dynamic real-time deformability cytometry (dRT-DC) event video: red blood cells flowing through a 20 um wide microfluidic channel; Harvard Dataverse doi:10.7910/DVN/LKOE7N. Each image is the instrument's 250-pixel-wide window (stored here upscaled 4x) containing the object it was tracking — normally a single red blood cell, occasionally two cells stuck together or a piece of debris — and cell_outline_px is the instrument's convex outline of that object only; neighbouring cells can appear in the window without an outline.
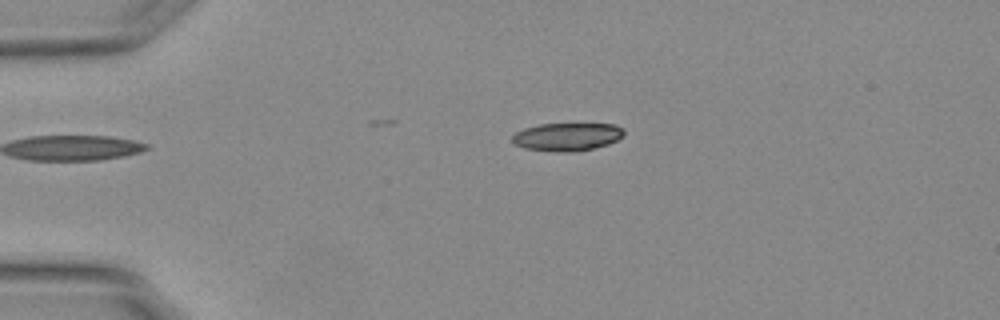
{"species": "Egyptian fruit bat (a non-hibernating species)", "species_latin": "Rousettus aegyptiacus", "temperature_condition": "warm", "stored_images_in_passage": 41, "camera_frame_rate_fps": 3000, "um_per_image_px": 0.085, "animal": {"sex": "female"}, "frame": {"image": 1, "passage_image": 1, "time_ms": 0.0, "image_size_px": [1000, 320], "cell_outline_px": [[624, 136], [608, 144], [592, 148], [572, 152], [556, 152], [524, 148], [516, 144], [512, 140], [512, 136], [516, 132], [524, 128], [540, 124], [616, 124], [624, 128]], "centroid_in_image_um": [48.22, 11.62], "position_along_channel_um": 36.8, "area_um2": 18.21}}
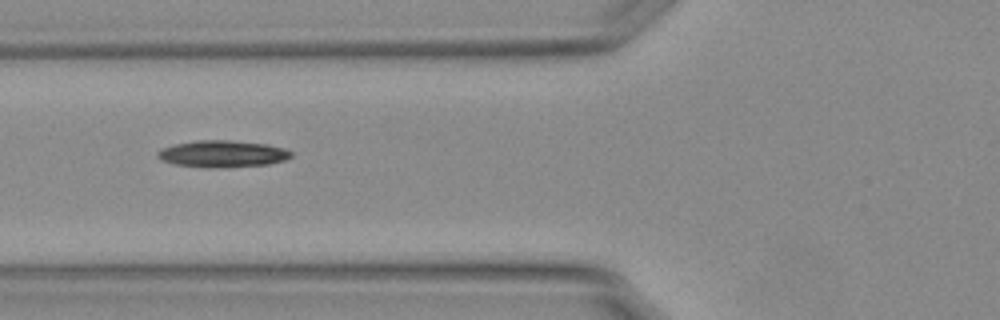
{"frame": {"image": 2, "passage_image": 10, "time_ms": 3.0, "image_size_px": [1000, 320], "cell_outline_px": [[292, 156], [284, 160], [268, 164], [176, 164], [160, 160], [156, 156], [156, 152], [160, 148], [172, 144], [196, 140], [232, 140], [268, 144], [284, 148], [292, 152]], "centroid_in_image_um": [18.89, 12.99], "position_along_channel_um": 106.9, "area_um2": 19.65}}
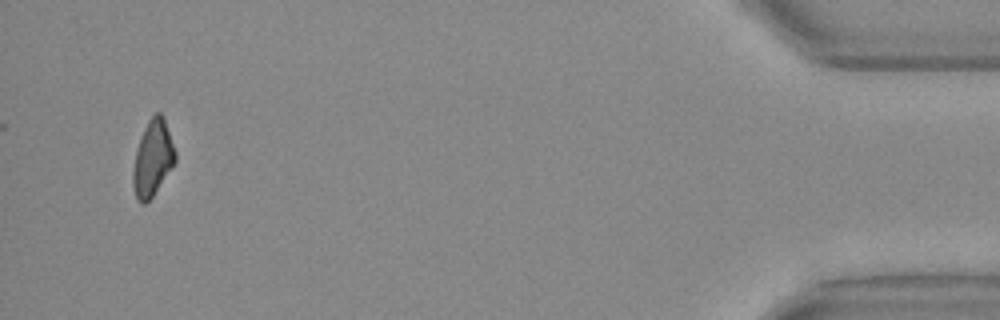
{"frame": {"image": 3, "passage_image": 41, "time_ms": 13.333, "image_size_px": [1000, 320], "cell_outline_px": [[176, 160], [152, 196], [144, 204], [140, 204], [136, 200], [132, 184], [132, 172], [136, 152], [140, 136], [148, 120], [156, 112], [160, 112], [164, 116], [176, 152]], "centroid_in_image_um": [12.96, 13.43], "position_along_channel_um": 422.2, "area_um2": 18.61}, "authors_computed_cell_mechanics": {"area_um2": 20.1144, "velocity_mm_per_s": 3.7889, "shape_relaxation_time_tau1_ms": 7.0231, "shape_relaxation_time_tau2_ms": null, "deformation_change_tau1": 0.2248, "deformation_change_tau2": null}}